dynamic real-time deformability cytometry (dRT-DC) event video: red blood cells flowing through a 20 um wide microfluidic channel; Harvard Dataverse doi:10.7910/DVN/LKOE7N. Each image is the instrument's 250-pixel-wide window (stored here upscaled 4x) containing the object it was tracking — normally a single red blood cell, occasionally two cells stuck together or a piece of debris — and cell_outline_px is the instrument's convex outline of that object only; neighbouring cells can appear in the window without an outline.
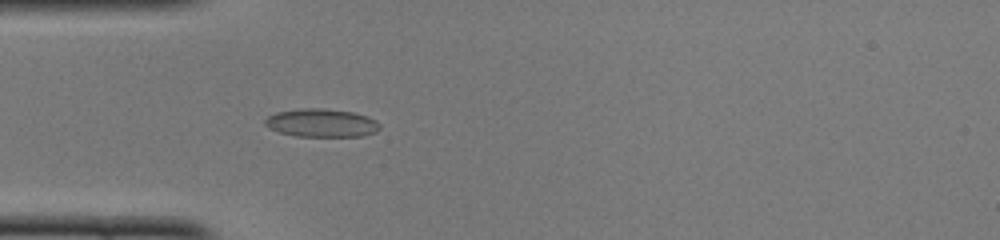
{"species": "common noctule bat (a hibernating species)", "species_latin": "Nyctalus noctula", "temperature_condition": "cold", "stored_images_in_passage": 36, "camera_frame_rate_fps": 3000, "um_per_image_px": 0.085, "animal": {"sex": "female", "body_mass_g": 22.0, "forearm_length_mm": 56.7}, "frame": {"image": 1, "passage_image": 2, "time_ms": 0.333, "image_size_px": [1000, 240], "cell_outline_px": [[380, 128], [376, 132], [364, 136], [296, 136], [280, 132], [268, 128], [264, 124], [264, 120], [268, 116], [276, 112], [304, 108], [320, 108], [352, 112], [368, 116], [376, 120], [380, 124]], "centroid_in_image_um": [27.34, 10.45], "position_along_channel_um": 57.7, "area_um2": 18.9}}
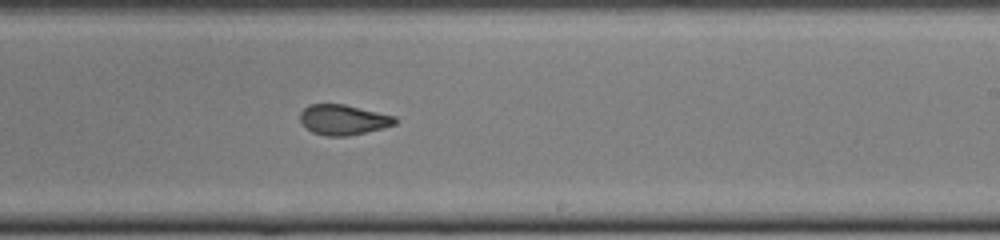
{"frame": {"image": 2, "passage_image": 17, "time_ms": 5.333, "image_size_px": [1000, 240], "cell_outline_px": [[400, 120], [396, 124], [384, 128], [348, 136], [324, 136], [312, 132], [300, 120], [300, 112], [308, 104], [344, 104], [396, 116]], "centroid_in_image_um": [29.22, 10.18], "position_along_channel_um": 259.8, "area_um2": 16.88}}
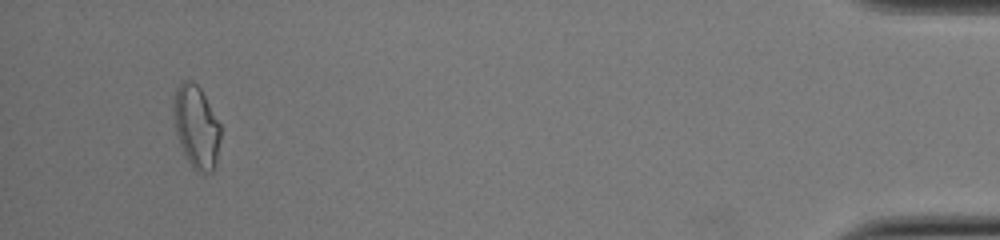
{"frame": {"image": 3, "passage_image": 34, "time_ms": 11.0, "image_size_px": [1000, 240], "cell_outline_px": [[220, 140], [216, 160], [212, 172], [204, 176], [196, 172], [192, 168], [184, 156], [176, 132], [172, 108], [172, 96], [176, 88], [184, 80], [192, 80], [200, 88], [220, 124]], "centroid_in_image_um": [16.66, 10.81], "position_along_channel_um": 418.5, "area_um2": 23.0}, "authors_computed_cell_mechanics": {"area_um2": 17.5423, "velocity_mm_per_s": 4.1012, "shape_relaxation_time_tau1_ms": 5.8675, "shape_relaxation_time_tau2_ms": 1.0535, "deformation_change_tau1": 0.1792, "deformation_change_tau2": 0.0784}}